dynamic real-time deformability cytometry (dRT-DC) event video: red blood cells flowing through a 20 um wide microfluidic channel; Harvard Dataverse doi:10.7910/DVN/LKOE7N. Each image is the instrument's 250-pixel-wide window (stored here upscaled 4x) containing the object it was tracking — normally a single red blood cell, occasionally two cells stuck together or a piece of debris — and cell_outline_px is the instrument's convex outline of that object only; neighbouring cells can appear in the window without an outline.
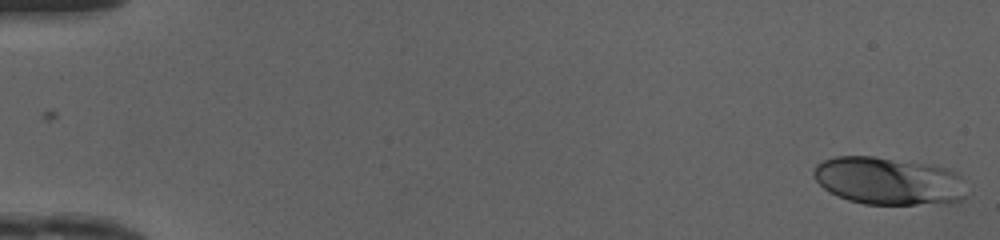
{"species": "human", "species_latin": "Homo sapiens", "temperature_condition": "cold", "stored_images_in_passage": 49, "camera_frame_rate_fps": 3000, "um_per_image_px": 0.085, "donor": {"sex": "female"}, "frame": {"image": 1, "passage_image": 1, "time_ms": 0.0, "image_size_px": [1000, 240], "cell_outline_px": [[968, 196], [960, 200], [948, 204], [864, 204], [848, 200], [828, 192], [816, 180], [812, 172], [816, 164], [824, 160], [836, 156], [872, 156], [932, 164], [948, 168], [956, 172], [960, 176]], "centroid_in_image_um": [75.56, 15.38], "position_along_channel_um": 9.4, "area_um2": 43.0}}
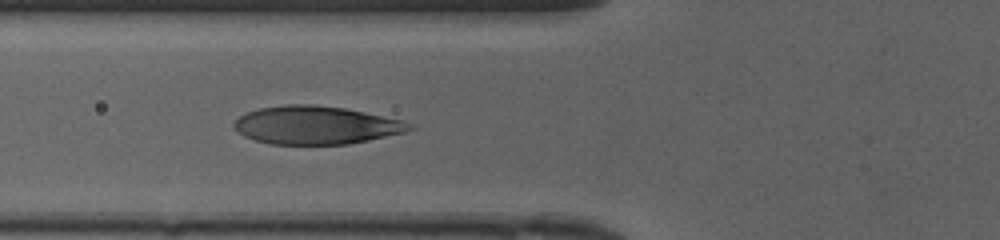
{"frame": {"image": 2, "passage_image": 19, "time_ms": 6.0, "image_size_px": [1000, 240], "cell_outline_px": [[416, 128], [404, 132], [368, 140], [348, 144], [272, 144], [256, 140], [244, 136], [232, 124], [240, 116], [248, 112], [260, 108], [288, 104], [312, 104], [344, 108], [404, 120], [412, 124]], "centroid_in_image_um": [26.89, 10.63], "position_along_channel_um": 98.9, "area_um2": 38.73}}
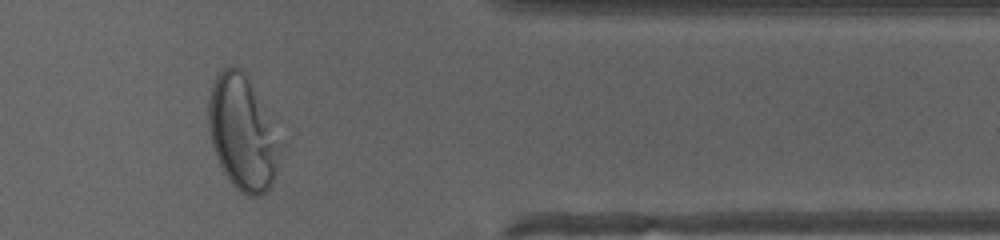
{"frame": {"image": 3, "passage_image": 41, "time_ms": 13.333, "image_size_px": [1000, 240], "cell_outline_px": [[284, 144], [276, 172], [272, 184], [268, 192], [260, 196], [248, 196], [240, 192], [232, 184], [224, 172], [216, 156], [212, 144], [208, 128], [208, 100], [212, 84], [216, 76], [224, 68], [240, 68], [244, 72]], "centroid_in_image_um": [20.64, 11.36], "position_along_channel_um": 390.8, "area_um2": 47.8}, "authors_computed_cell_mechanics": {"area_um2": 40.8646, "velocity_mm_per_s": 4.1698, "shape_relaxation_time_tau1_ms": 2.9968, "shape_relaxation_time_tau2_ms": null, "deformation_change_tau1": 0.1847, "deformation_change_tau2": null}}